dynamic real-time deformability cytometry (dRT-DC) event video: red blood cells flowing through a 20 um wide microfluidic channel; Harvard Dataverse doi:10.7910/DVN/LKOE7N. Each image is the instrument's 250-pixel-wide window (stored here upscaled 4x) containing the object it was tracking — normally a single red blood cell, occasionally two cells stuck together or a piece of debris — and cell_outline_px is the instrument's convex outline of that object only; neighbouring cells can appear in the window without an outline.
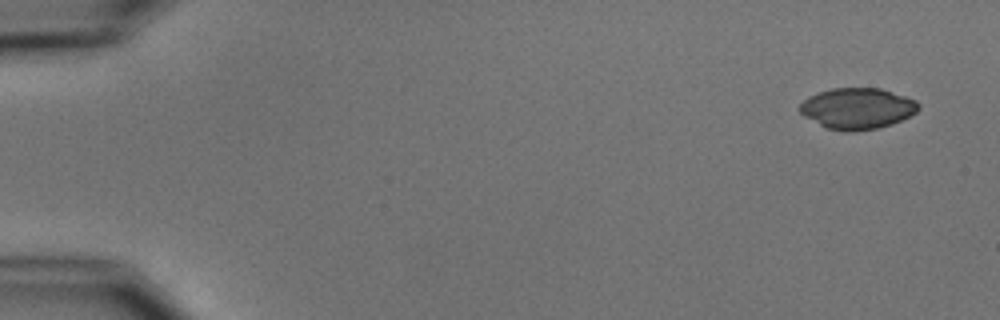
{"species": "common noctule bat (a hibernating species)", "species_latin": "Nyctalus noctula", "temperature_condition": "cold", "stored_images_in_passage": 5, "camera_frame_rate_fps": 3000, "um_per_image_px": 0.085, "animal": {"sex": "male", "body_mass_g": 15.6}, "frame": {"image": 1, "passage_image": 1, "time_ms": 0.0, "image_size_px": [1000, 320], "cell_outline_px": [[920, 108], [916, 112], [892, 124], [876, 128], [852, 132], [844, 132], [828, 128], [804, 116], [800, 112], [800, 104], [808, 96], [832, 88], [880, 88], [916, 100], [920, 104]], "centroid_in_image_um": [72.88, 9.22], "position_along_channel_um": 12.1, "area_um2": 28.21}}